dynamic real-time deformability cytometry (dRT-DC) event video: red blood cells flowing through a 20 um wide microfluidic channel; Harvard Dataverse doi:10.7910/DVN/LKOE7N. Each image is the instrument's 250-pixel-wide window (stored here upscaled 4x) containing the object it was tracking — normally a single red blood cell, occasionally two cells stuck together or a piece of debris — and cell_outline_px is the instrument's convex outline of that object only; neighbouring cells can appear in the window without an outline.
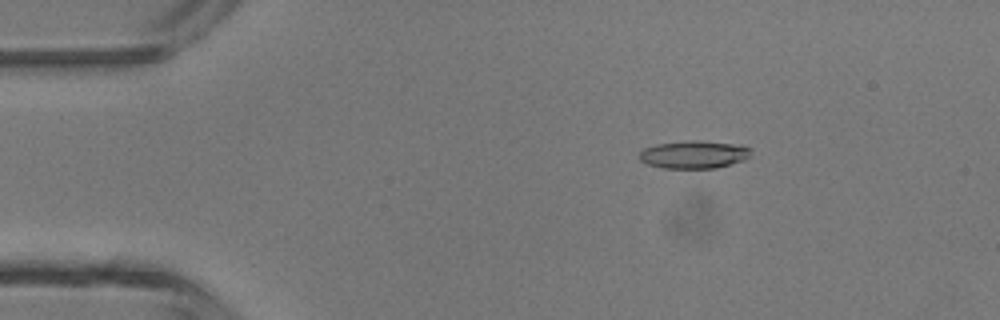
{"species": "common noctule bat (a hibernating species)", "species_latin": "Nyctalus noctula", "temperature_condition": "room temperature", "stored_images_in_passage": 4, "camera_frame_rate_fps": 3000, "um_per_image_px": 0.085, "animal": {"sex": "male", "body_mass_g": 13.3}, "frame": {"image": 1, "passage_image": 2, "time_ms": 0.333, "image_size_px": [1000, 320], "cell_outline_px": [[752, 148], [748, 156], [744, 160], [716, 168], [664, 168], [648, 164], [640, 160], [640, 152], [644, 148], [656, 144], [692, 140], [696, 140], [740, 144]], "centroid_in_image_um": [59.0, 13.12], "position_along_channel_um": 26.0, "area_um2": 18.03}}
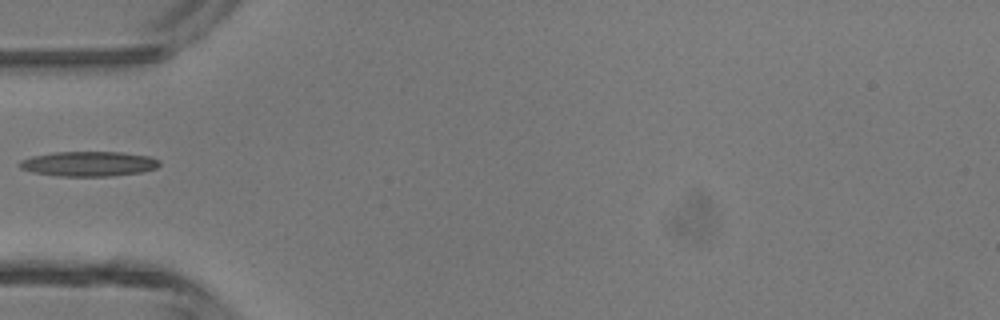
{"frame": {"image": 2, "passage_image": 4, "time_ms": 1.0, "image_size_px": [1000, 320], "cell_outline_px": [[160, 164], [156, 168], [140, 172], [108, 176], [56, 176], [32, 172], [20, 168], [20, 160], [32, 156], [56, 152], [120, 152], [148, 156], [160, 160]], "centroid_in_image_um": [7.52, 13.92], "position_along_channel_um": 77.5, "area_um2": 20.17}}